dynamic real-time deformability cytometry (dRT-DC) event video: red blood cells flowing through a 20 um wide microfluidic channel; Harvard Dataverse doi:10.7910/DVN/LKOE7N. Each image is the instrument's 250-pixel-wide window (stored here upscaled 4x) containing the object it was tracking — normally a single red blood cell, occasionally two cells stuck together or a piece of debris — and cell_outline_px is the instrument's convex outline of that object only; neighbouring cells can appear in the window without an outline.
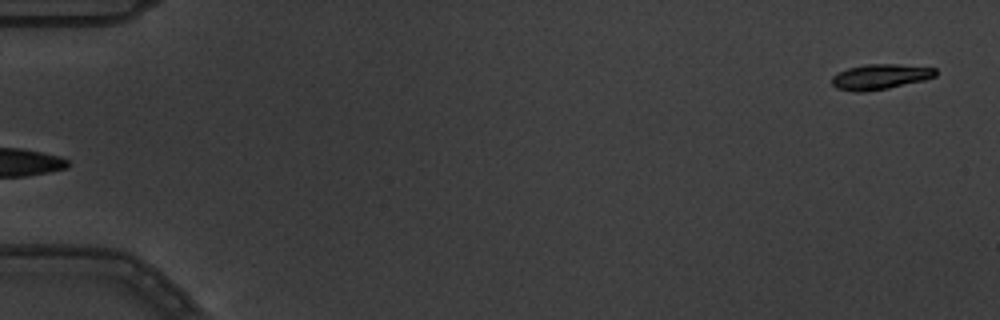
{"species": "common noctule bat (a hibernating species)", "species_latin": "Nyctalus noctula", "temperature_condition": "warm", "stored_images_in_passage": 5, "segment_of_instrument_passage": [2, 2], "camera_frame_rate_fps": 3000, "um_per_image_px": 0.085, "animal": {"sex": "male", "body_mass_g": 19.5, "forearm_length_mm": 54.6}, "frame": {"image": 1, "passage_image": 5, "time_ms": 1.333, "image_size_px": [1000, 320], "cell_outline_px": [[936, 76], [924, 80], [888, 88], [868, 92], [852, 92], [836, 88], [832, 84], [832, 76], [848, 68], [864, 64], [896, 64], [936, 68]], "centroid_in_image_um": [74.79, 6.53], "position_along_channel_um": 10.2, "area_um2": 15.32}}